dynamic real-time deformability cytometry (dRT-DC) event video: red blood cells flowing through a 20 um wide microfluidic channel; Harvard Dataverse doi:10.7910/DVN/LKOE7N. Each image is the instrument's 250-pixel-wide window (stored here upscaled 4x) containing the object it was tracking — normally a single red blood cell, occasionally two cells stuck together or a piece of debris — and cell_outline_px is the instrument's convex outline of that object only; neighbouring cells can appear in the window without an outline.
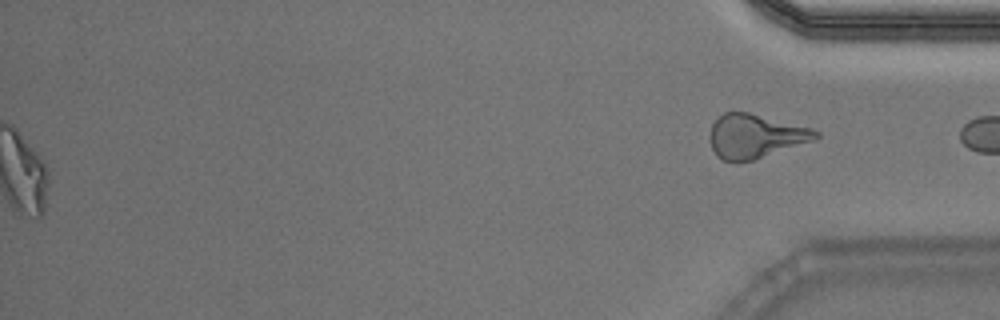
{"species": "Egyptian fruit bat (a non-hibernating species)", "species_latin": "Rousettus aegyptiacus", "temperature_condition": "warm", "stored_images_in_passage": 53, "segment_of_instrument_passage": [2, 2], "camera_frame_rate_fps": 3000, "um_per_image_px": 0.085, "animal": {"sex": "male"}, "frame": {"image": 1, "passage_image": 53, "time_ms": 17.333, "image_size_px": [1000, 320], "cell_outline_px": [[820, 136], [816, 140], [752, 160], [736, 164], [724, 160], [716, 156], [708, 140], [708, 136], [712, 124], [724, 112], [732, 108], [812, 128], [820, 132]], "centroid_in_image_um": [64.16, 11.56], "position_along_channel_um": 371.0, "area_um2": 27.74}}